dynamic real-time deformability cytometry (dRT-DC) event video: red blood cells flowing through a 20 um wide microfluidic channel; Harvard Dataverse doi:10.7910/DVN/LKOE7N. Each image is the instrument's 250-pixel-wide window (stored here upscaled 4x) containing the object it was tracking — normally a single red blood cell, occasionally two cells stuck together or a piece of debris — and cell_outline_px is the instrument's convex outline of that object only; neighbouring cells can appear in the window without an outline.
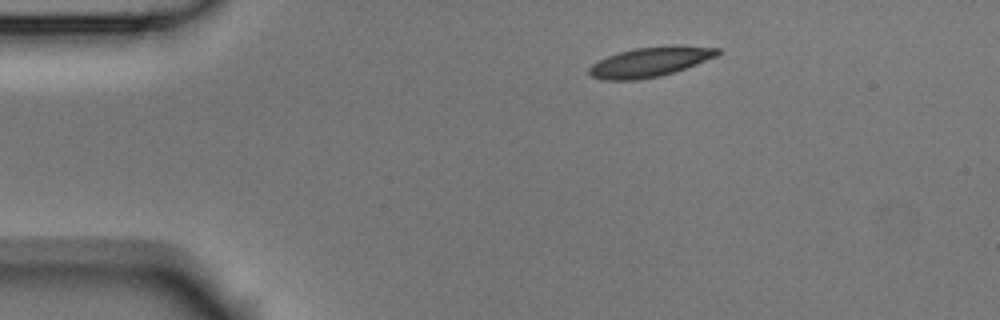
{"species": "Egyptian fruit bat (a non-hibernating species)", "species_latin": "Rousettus aegyptiacus", "temperature_condition": "room temperature", "stored_images_in_passage": 4, "camera_frame_rate_fps": 3000, "um_per_image_px": 0.085, "animal": {"sex": "male"}, "frame": {"image": 1, "passage_image": 1, "time_ms": 0.0, "image_size_px": [1000, 320], "cell_outline_px": [[720, 52], [716, 56], [684, 68], [660, 76], [636, 80], [604, 80], [592, 76], [588, 72], [588, 68], [592, 64], [608, 56], [620, 52], [636, 48], [672, 44], [680, 44], [720, 48]], "centroid_in_image_um": [55.27, 5.24], "position_along_channel_um": 29.7, "area_um2": 22.2}}
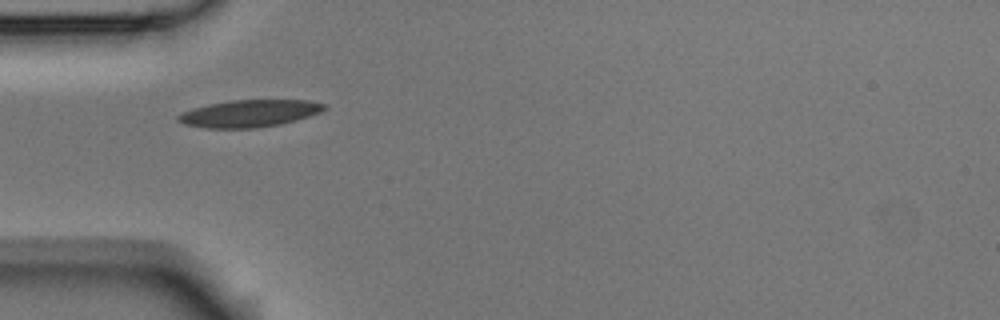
{"frame": {"image": 2, "passage_image": 3, "time_ms": 0.667, "image_size_px": [1000, 320], "cell_outline_px": [[328, 108], [320, 112], [296, 120], [280, 124], [256, 128], [204, 128], [184, 124], [176, 120], [176, 116], [184, 112], [208, 104], [232, 100], [308, 100], [328, 104]], "centroid_in_image_um": [21.23, 9.64], "position_along_channel_um": 63.8, "area_um2": 23.12}}
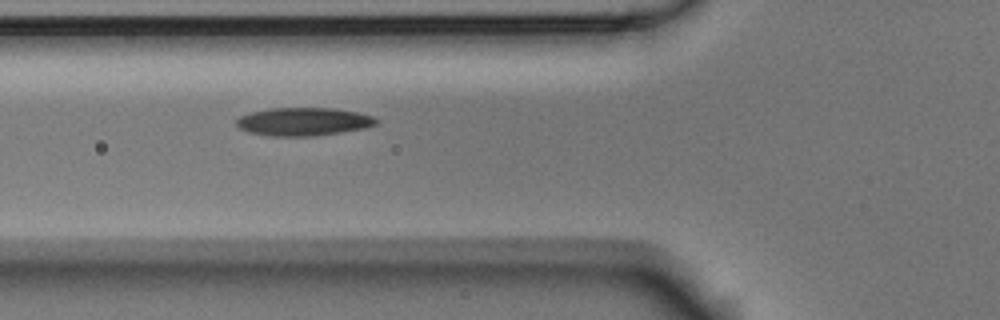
{"frame": {"image": 3, "passage_image": 4, "time_ms": 1.0, "image_size_px": [1000, 320], "cell_outline_px": [[380, 120], [376, 124], [368, 128], [312, 136], [272, 136], [248, 132], [240, 128], [236, 124], [236, 120], [240, 116], [252, 112], [268, 108], [336, 108], [360, 112], [376, 116]], "centroid_in_image_um": [25.87, 10.33], "position_along_channel_um": 99.9, "area_um2": 23.18}}